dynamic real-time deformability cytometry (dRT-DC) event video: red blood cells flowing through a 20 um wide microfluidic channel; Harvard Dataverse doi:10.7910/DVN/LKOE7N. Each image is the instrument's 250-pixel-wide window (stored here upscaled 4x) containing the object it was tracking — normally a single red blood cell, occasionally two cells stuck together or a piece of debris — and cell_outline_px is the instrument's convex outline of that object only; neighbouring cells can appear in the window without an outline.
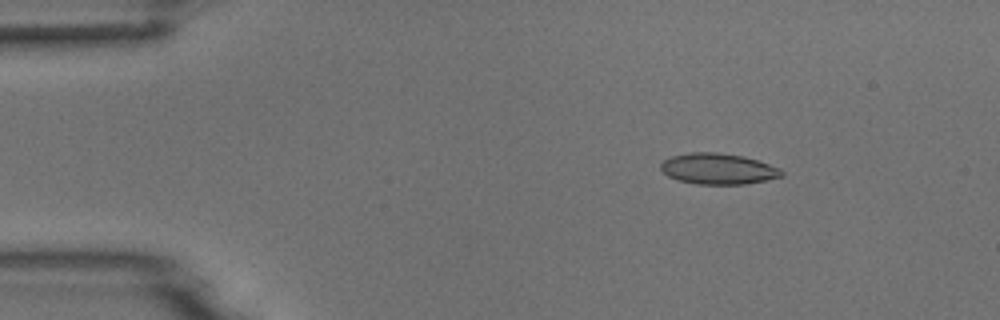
{"species": "common noctule bat (a hibernating species)", "species_latin": "Nyctalus noctula", "temperature_condition": "room temperature", "stored_images_in_passage": 4, "camera_frame_rate_fps": 3000, "um_per_image_px": 0.085, "animal": {"sex": "male", "body_mass_g": 18.8}, "frame": {"image": 1, "passage_image": 2, "time_ms": 0.333, "image_size_px": [1000, 320], "cell_outline_px": [[784, 176], [744, 184], [696, 184], [680, 180], [668, 176], [660, 168], [660, 164], [664, 160], [672, 156], [688, 152], [720, 152], [744, 156], [780, 168], [784, 172]], "centroid_in_image_um": [61.04, 14.34], "position_along_channel_um": 24.0, "area_um2": 21.73}}